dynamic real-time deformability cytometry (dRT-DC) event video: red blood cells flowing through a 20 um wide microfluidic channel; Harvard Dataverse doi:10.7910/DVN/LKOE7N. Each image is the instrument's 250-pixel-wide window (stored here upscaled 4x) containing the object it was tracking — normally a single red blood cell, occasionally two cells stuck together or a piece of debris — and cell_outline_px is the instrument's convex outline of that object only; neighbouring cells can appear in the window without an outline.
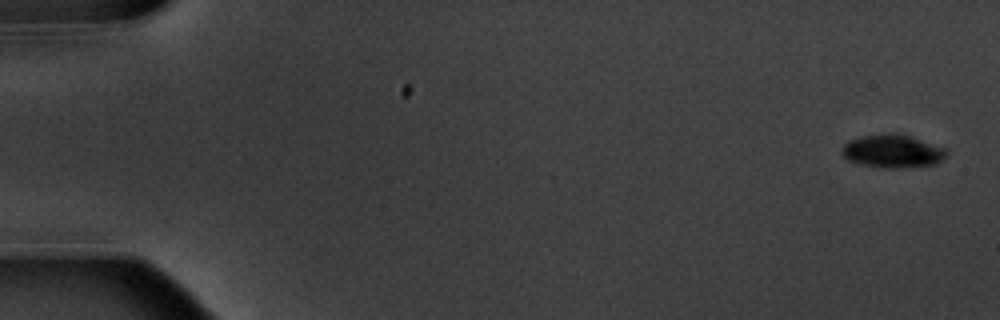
{"species": "common noctule bat (a hibernating species)", "species_latin": "Nyctalus noctula", "temperature_condition": "warm", "stored_images_in_passage": 6, "camera_frame_rate_fps": 3000, "um_per_image_px": 0.085, "animal": {"sex": "male", "body_mass_g": 20.1, "forearm_length_mm": 53.5}, "frame": {"image": 1, "passage_image": 1, "time_ms": 0.0, "image_size_px": [1000, 320], "cell_outline_px": [[948, 156], [936, 164], [900, 168], [888, 168], [864, 164], [848, 160], [840, 152], [840, 148], [848, 140], [860, 136], [896, 132], [944, 148], [948, 152]], "centroid_in_image_um": [75.85, 12.84], "position_along_channel_um": 9.2, "area_um2": 20.11}}
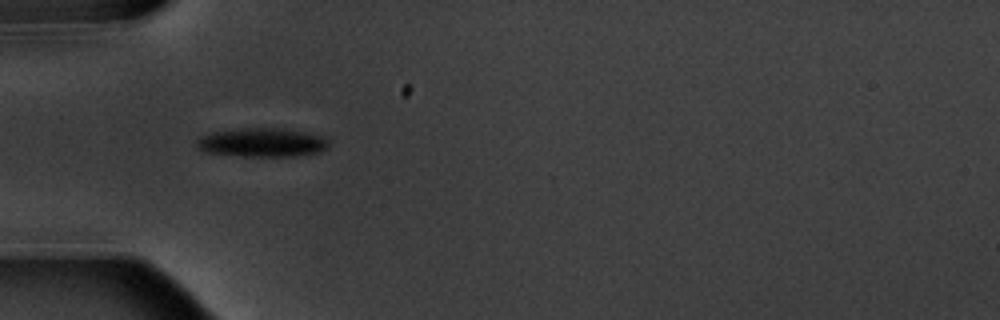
{"frame": {"image": 2, "passage_image": 5, "time_ms": 5.667, "image_size_px": [1000, 320], "cell_outline_px": [[328, 148], [320, 152], [296, 156], [240, 156], [204, 152], [196, 148], [196, 140], [200, 136], [212, 132], [244, 128], [280, 128], [304, 132], [320, 136], [328, 140]], "centroid_in_image_um": [22.23, 12.12], "position_along_channel_um": 62.8, "area_um2": 22.25}}